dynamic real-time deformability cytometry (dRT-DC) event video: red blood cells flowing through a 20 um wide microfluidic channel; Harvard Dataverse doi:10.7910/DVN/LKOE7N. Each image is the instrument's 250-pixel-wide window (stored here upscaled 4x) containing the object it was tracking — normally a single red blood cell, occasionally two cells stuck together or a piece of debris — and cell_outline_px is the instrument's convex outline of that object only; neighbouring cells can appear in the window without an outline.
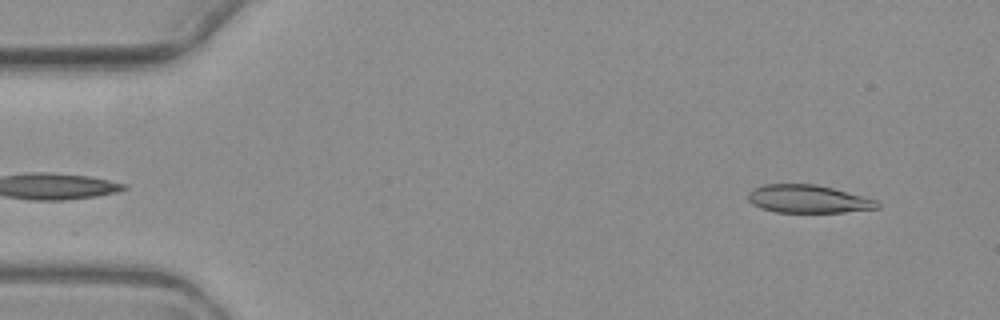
{"species": "common noctule bat (a hibernating species)", "species_latin": "Nyctalus noctula", "temperature_condition": "warm", "stored_images_in_passage": 4, "camera_frame_rate_fps": 3000, "um_per_image_px": 0.085, "animal": {"sex": "female", "body_mass_g": 19.3, "forearm_length_mm": 54.1}, "frame": {"image": 1, "passage_image": 1, "time_ms": 0.0, "image_size_px": [1000, 320], "cell_outline_px": [[880, 208], [844, 212], [776, 212], [760, 208], [752, 204], [748, 200], [748, 192], [752, 188], [764, 184], [816, 184], [832, 188], [876, 200], [880, 204]], "centroid_in_image_um": [68.65, 16.91], "position_along_channel_um": 16.4, "area_um2": 21.04}}
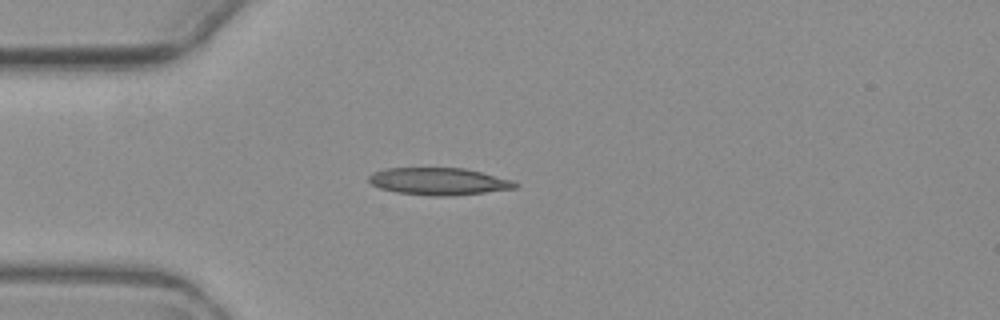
{"frame": {"image": 2, "passage_image": 4, "time_ms": 3.333, "image_size_px": [1000, 320], "cell_outline_px": [[520, 184], [516, 188], [452, 196], [436, 196], [396, 192], [380, 188], [372, 184], [368, 180], [368, 176], [372, 172], [384, 168], [464, 168], [512, 180]], "centroid_in_image_um": [37.27, 15.41], "position_along_channel_um": 47.7, "area_um2": 23.12}}